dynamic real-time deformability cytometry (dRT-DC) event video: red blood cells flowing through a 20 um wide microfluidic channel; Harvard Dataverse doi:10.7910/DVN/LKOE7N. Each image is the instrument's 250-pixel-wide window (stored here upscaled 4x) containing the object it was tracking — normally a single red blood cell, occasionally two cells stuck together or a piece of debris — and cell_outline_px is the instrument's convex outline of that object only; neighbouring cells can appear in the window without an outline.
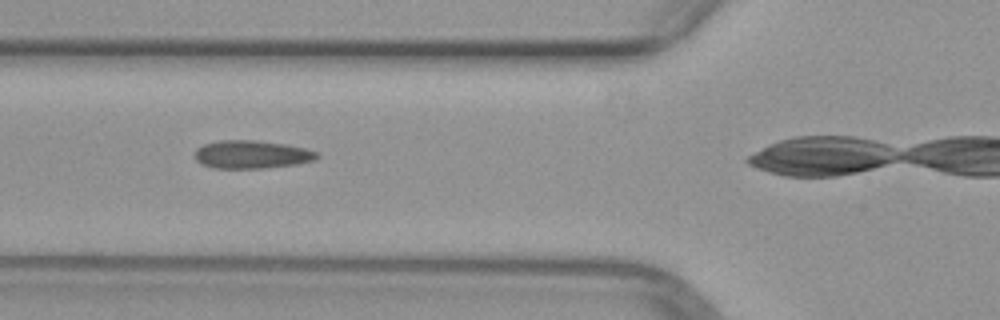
{"species": "common noctule bat (a hibernating species)", "species_latin": "Nyctalus noctula", "temperature_condition": "warm", "stored_images_in_passage": 9, "camera_frame_rate_fps": 3000, "um_per_image_px": 0.085, "animal": {"sex": "female", "body_mass_g": 29.2, "forearm_length_mm": 56.3}, "frame": {"image": 1, "passage_image": 6, "time_ms": 1.667, "image_size_px": [1000, 320], "cell_outline_px": [[320, 156], [316, 160], [296, 164], [264, 168], [212, 168], [200, 164], [196, 160], [196, 148], [204, 144], [220, 140], [256, 140], [284, 144], [304, 148], [320, 152]], "centroid_in_image_um": [21.41, 13.13], "position_along_channel_um": 104.4, "area_um2": 20.11}}